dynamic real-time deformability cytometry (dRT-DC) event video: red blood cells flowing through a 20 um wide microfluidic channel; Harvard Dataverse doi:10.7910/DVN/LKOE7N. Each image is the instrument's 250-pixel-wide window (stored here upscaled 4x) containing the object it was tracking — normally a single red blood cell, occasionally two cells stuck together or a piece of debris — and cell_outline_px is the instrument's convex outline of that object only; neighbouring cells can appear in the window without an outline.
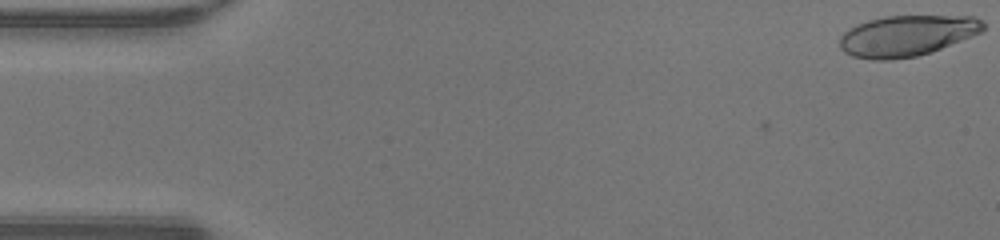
{"species": "human", "species_latin": "Homo sapiens", "temperature_condition": "warm", "stored_images_in_passage": 48, "camera_frame_rate_fps": 3000, "um_per_image_px": 0.085, "donor": {"sex": "male"}, "frame": {"image": 1, "passage_image": 1, "time_ms": 0.0, "image_size_px": [1000, 240], "cell_outline_px": [[984, 28], [980, 32], [940, 48], [916, 56], [888, 60], [872, 60], [852, 56], [844, 52], [840, 48], [840, 36], [844, 32], [856, 24], [868, 20], [884, 16], [972, 16], [984, 20]], "centroid_in_image_um": [77.04, 3.03], "position_along_channel_um": 8.0, "area_um2": 33.93}}
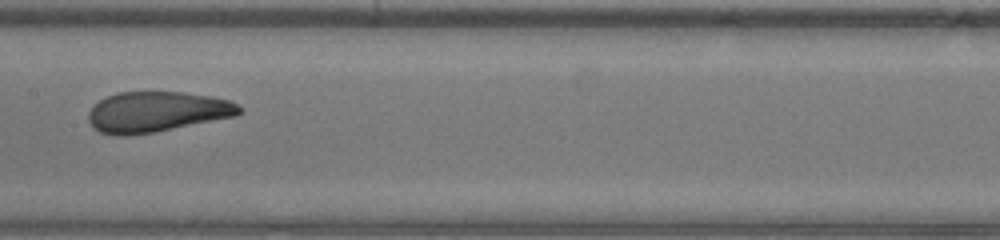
{"frame": {"image": 2, "passage_image": 24, "time_ms": 7.667, "image_size_px": [1000, 240], "cell_outline_px": [[244, 112], [236, 116], [156, 132], [128, 136], [116, 136], [100, 132], [88, 120], [88, 112], [100, 100], [116, 92], [184, 92], [212, 96], [228, 100], [236, 104]], "centroid_in_image_um": [13.34, 9.51], "position_along_channel_um": 194.1, "area_um2": 35.6}}
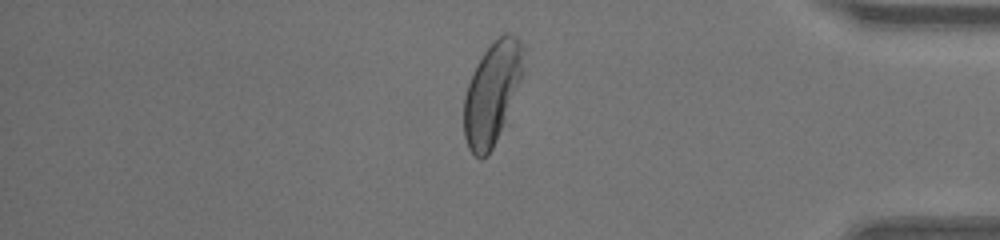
{"frame": {"image": 3, "passage_image": 40, "time_ms": 13.0, "image_size_px": [1000, 240], "cell_outline_px": [[524, 76], [512, 124], [488, 156], [480, 160], [468, 148], [464, 136], [464, 96], [472, 72], [476, 64], [484, 52], [504, 32], [512, 32], [520, 40], [524, 48]], "centroid_in_image_um": [41.94, 8.02], "position_along_channel_um": 393.3, "area_um2": 38.09}, "authors_computed_cell_mechanics": {"area_um2": 35.8938, "velocity_mm_per_s": 4.3346, "shape_relaxation_time_tau1_ms": 4.3166, "shape_relaxation_time_tau2_ms": 0.6846, "deformation_change_tau1": 0.2307, "deformation_change_tau2": 0.0747}}